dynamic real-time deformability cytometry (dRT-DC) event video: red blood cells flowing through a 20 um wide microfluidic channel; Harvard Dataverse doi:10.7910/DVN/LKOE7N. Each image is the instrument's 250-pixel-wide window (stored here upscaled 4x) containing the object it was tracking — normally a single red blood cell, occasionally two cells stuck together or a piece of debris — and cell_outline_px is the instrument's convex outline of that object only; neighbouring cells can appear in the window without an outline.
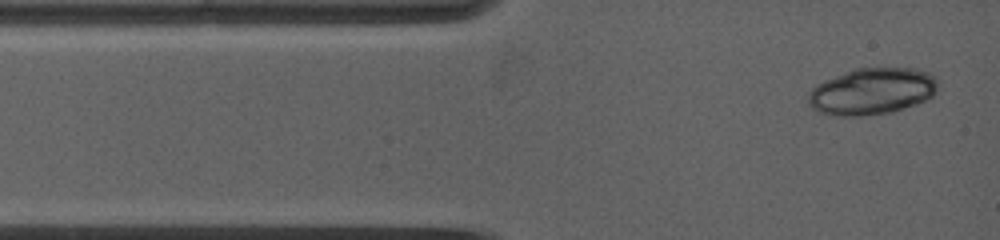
{"species": "common noctule bat (a hibernating species)", "species_latin": "Nyctalus noctula", "temperature_condition": "warm", "stored_images_in_passage": 2, "camera_frame_rate_fps": 5000, "um_per_image_px": 0.085, "animal": {"sex": "female", "body_mass_g": 19.0, "forearm_length_mm": 53.3}, "frame": {"image": 1, "passage_image": 1, "time_ms": 0.0, "image_size_px": [1000, 240], "cell_outline_px": [[940, 84], [936, 92], [932, 96], [916, 104], [892, 112], [860, 116], [836, 116], [820, 112], [812, 108], [808, 104], [808, 92], [816, 84], [824, 80], [852, 68], [916, 68], [928, 72], [936, 76]], "centroid_in_image_um": [74.13, 7.75], "position_along_channel_um": 10.9, "area_um2": 35.72}}